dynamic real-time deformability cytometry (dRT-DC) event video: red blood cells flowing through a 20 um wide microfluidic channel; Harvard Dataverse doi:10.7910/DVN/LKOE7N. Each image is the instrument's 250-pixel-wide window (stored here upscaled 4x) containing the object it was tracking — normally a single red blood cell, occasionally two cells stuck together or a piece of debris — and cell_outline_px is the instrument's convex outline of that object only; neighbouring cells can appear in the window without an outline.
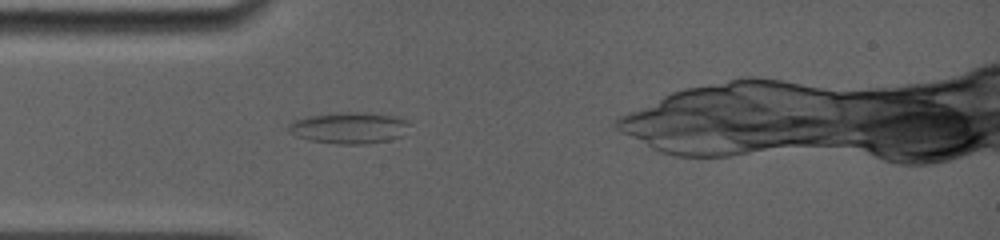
{"species": "common noctule bat (a hibernating species)", "species_latin": "Nyctalus noctula", "temperature_condition": "room temperature", "stored_images_in_passage": 30, "camera_frame_rate_fps": 5000, "um_per_image_px": 0.085, "animal": {"sex": "female", "body_mass_g": 19.0, "forearm_length_mm": 56.7}, "frame": {"image": 1, "passage_image": 1, "time_ms": 0.0, "image_size_px": [1000, 240], "cell_outline_px": [[412, 124], [400, 136], [388, 140], [364, 144], [336, 144], [312, 140], [296, 136], [288, 132], [288, 124], [292, 120], [332, 112], [364, 112], [396, 116], [408, 120]], "centroid_in_image_um": [29.68, 10.85], "position_along_channel_um": 55.3, "area_um2": 22.25}}
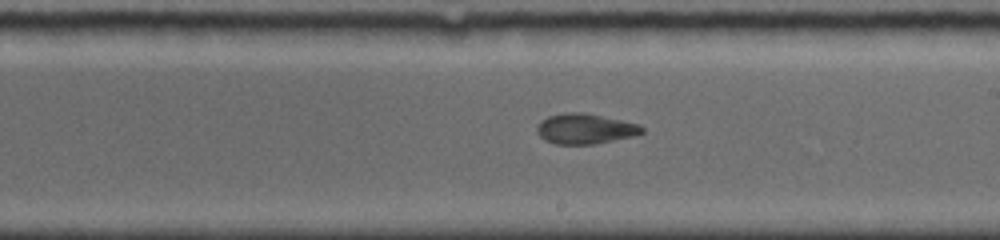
{"frame": {"image": 2, "passage_image": 17, "time_ms": 4.8, "image_size_px": [1000, 240], "cell_outline_px": [[644, 132], [632, 136], [592, 144], [556, 144], [544, 140], [536, 132], [536, 124], [540, 120], [548, 116], [564, 112], [584, 112], [640, 124], [644, 128]], "centroid_in_image_um": [49.68, 10.93], "position_along_channel_um": 239.3, "area_um2": 18.61}}
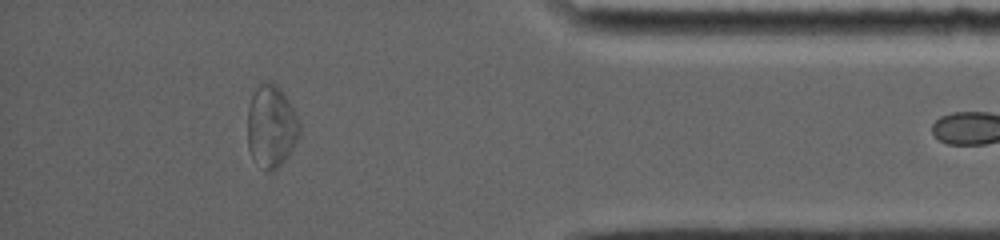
{"frame": {"image": 3, "passage_image": 28, "time_ms": 9.8, "image_size_px": [1000, 240], "cell_outline_px": [[300, 136], [284, 160], [276, 168], [264, 168], [252, 156], [248, 148], [248, 108], [252, 96], [256, 88], [264, 80], [276, 84], [284, 92], [300, 124]], "centroid_in_image_um": [23.06, 10.67], "position_along_channel_um": 412.1, "area_um2": 24.45}}